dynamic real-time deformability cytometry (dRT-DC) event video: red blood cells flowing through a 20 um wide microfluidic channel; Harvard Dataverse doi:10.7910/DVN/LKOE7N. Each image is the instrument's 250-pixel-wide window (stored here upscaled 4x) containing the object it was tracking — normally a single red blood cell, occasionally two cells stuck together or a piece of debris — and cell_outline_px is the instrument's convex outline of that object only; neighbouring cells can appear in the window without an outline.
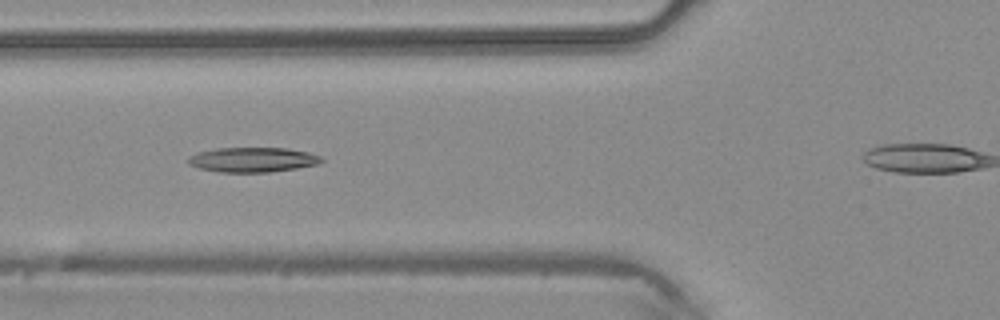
{"species": "common noctule bat (a hibernating species)", "species_latin": "Nyctalus noctula", "temperature_condition": "warm", "stored_images_in_passage": 4, "segment_of_instrument_passage": [1, 2], "camera_frame_rate_fps": 3000, "um_per_image_px": 0.085, "animal": {"sex": "male", "body_mass_g": 20.4}, "frame": {"image": 1, "passage_image": 3, "time_ms": 0.667, "image_size_px": [1000, 320], "cell_outline_px": [[324, 160], [320, 164], [296, 168], [268, 172], [220, 172], [200, 168], [188, 164], [188, 156], [196, 152], [216, 148], [288, 148], [308, 152], [320, 156]], "centroid_in_image_um": [21.47, 13.57], "position_along_channel_um": 104.3, "area_um2": 19.31}}